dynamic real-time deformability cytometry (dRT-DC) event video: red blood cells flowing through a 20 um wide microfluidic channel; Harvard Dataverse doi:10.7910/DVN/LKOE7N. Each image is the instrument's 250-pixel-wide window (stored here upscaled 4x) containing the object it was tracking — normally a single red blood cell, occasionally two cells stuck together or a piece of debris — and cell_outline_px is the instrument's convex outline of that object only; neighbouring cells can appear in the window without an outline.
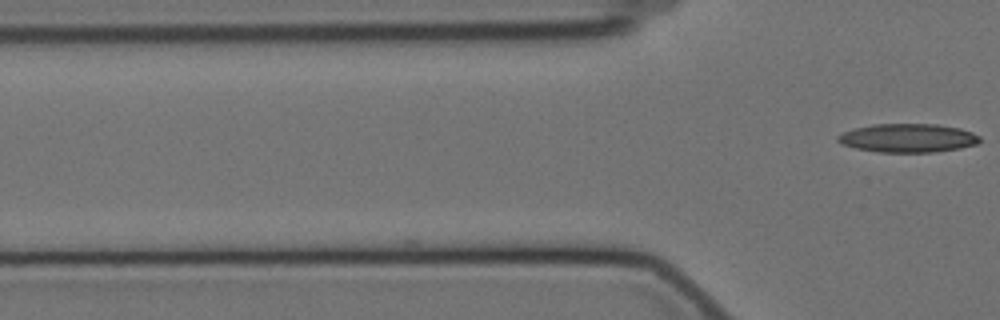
{"species": "Egyptian fruit bat (a non-hibernating species)", "species_latin": "Rousettus aegyptiacus", "temperature_condition": "cold", "stored_images_in_passage": 3, "camera_frame_rate_fps": 3000, "um_per_image_px": 0.085, "animal": {"sex": "female"}, "frame": {"image": 1, "passage_image": 3, "time_ms": 0.667, "image_size_px": [1000, 320], "cell_outline_px": [[980, 144], [960, 148], [936, 152], [876, 152], [856, 148], [844, 144], [836, 140], [836, 136], [844, 132], [856, 128], [872, 124], [936, 124], [960, 128], [972, 132], [980, 136]], "centroid_in_image_um": [77.21, 11.73], "position_along_channel_um": 48.6, "area_um2": 23.76}}